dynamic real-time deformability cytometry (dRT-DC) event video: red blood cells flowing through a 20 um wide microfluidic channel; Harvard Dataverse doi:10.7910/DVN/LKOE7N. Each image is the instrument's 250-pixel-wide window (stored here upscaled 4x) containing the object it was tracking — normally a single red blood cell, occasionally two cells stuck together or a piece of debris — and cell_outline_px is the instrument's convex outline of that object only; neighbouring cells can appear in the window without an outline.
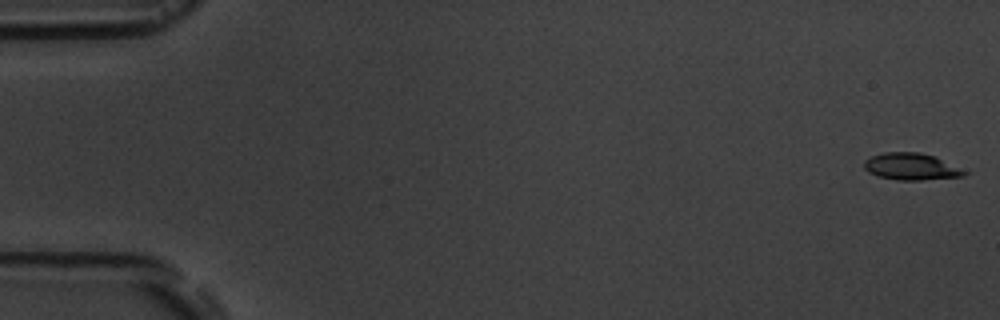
{"species": "common noctule bat (a hibernating species)", "species_latin": "Nyctalus noctula", "temperature_condition": "room temperature", "stored_images_in_passage": 7, "camera_frame_rate_fps": 3000, "um_per_image_px": 0.085, "animal": {"sex": "male", "body_mass_g": 19.5, "forearm_length_mm": 54.6}, "frame": {"image": 1, "passage_image": 1, "time_ms": 0.0, "image_size_px": [1000, 320], "cell_outline_px": [[972, 172], [964, 176], [920, 180], [896, 180], [876, 176], [868, 172], [864, 168], [864, 160], [872, 156], [884, 152], [920, 152], [932, 156]], "centroid_in_image_um": [77.46, 14.17], "position_along_channel_um": 7.5, "area_um2": 15.78}}
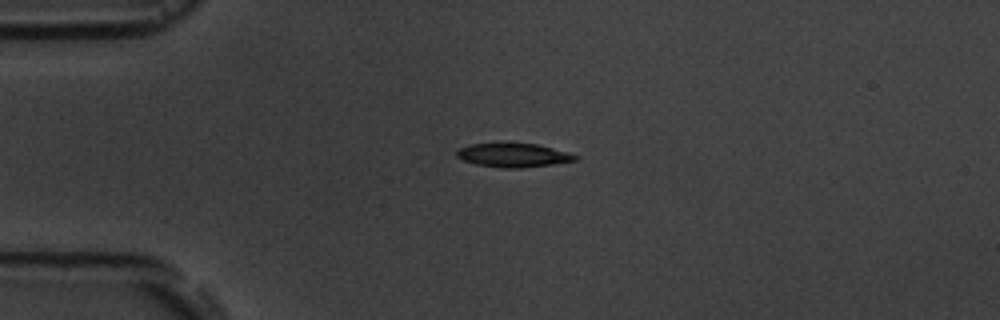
{"frame": {"image": 2, "passage_image": 5, "time_ms": 4.333, "image_size_px": [1000, 320], "cell_outline_px": [[580, 156], [576, 160], [552, 164], [520, 168], [500, 168], [476, 164], [464, 160], [456, 156], [456, 152], [460, 148], [468, 144], [536, 144], [568, 152]], "centroid_in_image_um": [43.64, 13.2], "position_along_channel_um": 41.4, "area_um2": 16.18}}
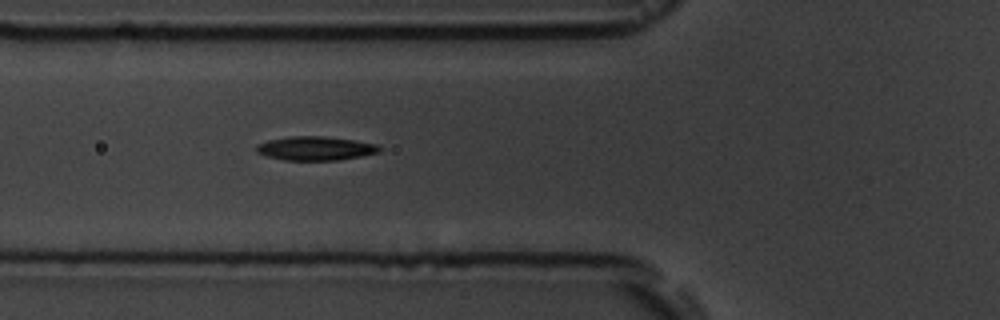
{"frame": {"image": 3, "passage_image": 7, "time_ms": 6.667, "image_size_px": [1000, 320], "cell_outline_px": [[384, 148], [380, 152], [360, 156], [336, 160], [284, 160], [264, 156], [256, 152], [256, 144], [268, 140], [288, 136], [324, 136], [380, 144]], "centroid_in_image_um": [26.81, 12.61], "position_along_channel_um": 99.0, "area_um2": 17.34}}